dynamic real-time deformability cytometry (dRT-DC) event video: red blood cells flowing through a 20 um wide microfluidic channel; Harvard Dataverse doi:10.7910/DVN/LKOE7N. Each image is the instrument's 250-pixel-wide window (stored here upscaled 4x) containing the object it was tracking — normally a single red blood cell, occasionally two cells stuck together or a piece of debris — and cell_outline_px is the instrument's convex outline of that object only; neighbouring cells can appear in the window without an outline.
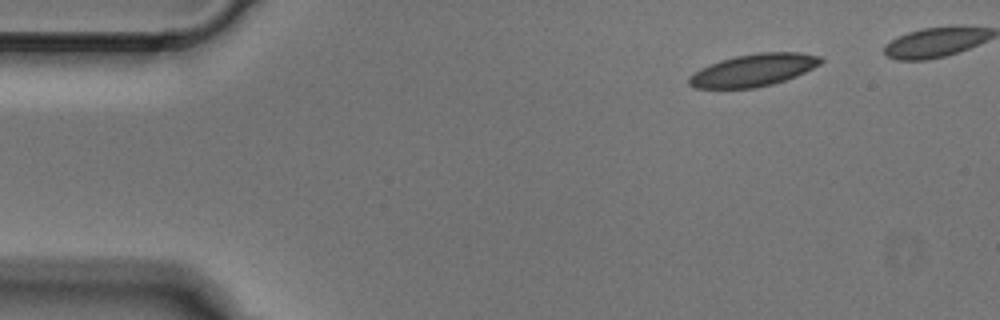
{"species": "Egyptian fruit bat (a non-hibernating species)", "species_latin": "Rousettus aegyptiacus", "temperature_condition": "cold", "stored_images_in_passage": 4, "camera_frame_rate_fps": 3000, "um_per_image_px": 0.085, "animal": {"sex": "male"}, "frame": {"image": 1, "passage_image": 1, "time_ms": 0.0, "image_size_px": [1000, 320], "cell_outline_px": [[824, 60], [820, 64], [796, 76], [772, 84], [756, 88], [696, 88], [688, 84], [688, 76], [700, 68], [720, 60], [736, 56], [760, 52], [800, 52], [820, 56]], "centroid_in_image_um": [64.03, 5.96], "position_along_channel_um": 21.0, "area_um2": 24.8}}